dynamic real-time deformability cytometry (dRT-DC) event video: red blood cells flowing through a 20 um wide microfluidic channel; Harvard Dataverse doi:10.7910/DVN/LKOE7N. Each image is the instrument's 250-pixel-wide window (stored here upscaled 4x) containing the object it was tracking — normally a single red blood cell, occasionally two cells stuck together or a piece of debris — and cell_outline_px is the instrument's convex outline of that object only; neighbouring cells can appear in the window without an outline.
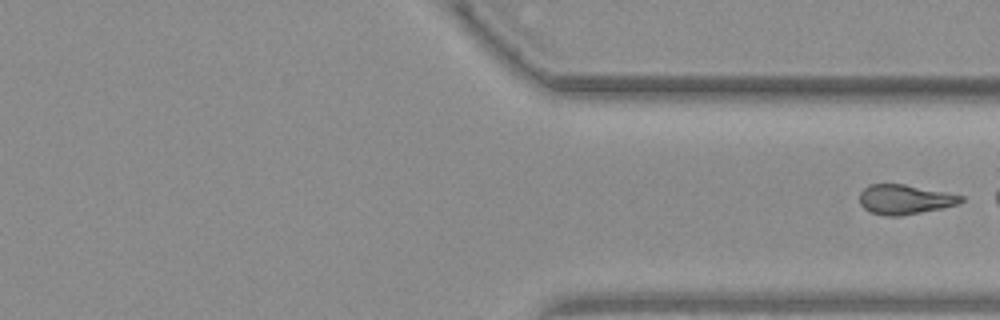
{"species": "common noctule bat (a hibernating species)", "species_latin": "Nyctalus noctula", "temperature_condition": "warm", "stored_images_in_passage": 36, "segment_of_instrument_passage": [2, 2], "camera_frame_rate_fps": 3000, "um_per_image_px": 0.085, "animal": {"sex": "female", "body_mass_g": 19.3, "forearm_length_mm": 54.1}, "frame": {"image": 1, "passage_image": 36, "time_ms": 11.667, "image_size_px": [1000, 320], "cell_outline_px": [[964, 200], [960, 204], [940, 208], [896, 216], [884, 216], [872, 212], [864, 208], [860, 204], [860, 192], [868, 184], [904, 184], [964, 196]], "centroid_in_image_um": [76.89, 16.94], "position_along_channel_um": 334.5, "area_um2": 17.28}}